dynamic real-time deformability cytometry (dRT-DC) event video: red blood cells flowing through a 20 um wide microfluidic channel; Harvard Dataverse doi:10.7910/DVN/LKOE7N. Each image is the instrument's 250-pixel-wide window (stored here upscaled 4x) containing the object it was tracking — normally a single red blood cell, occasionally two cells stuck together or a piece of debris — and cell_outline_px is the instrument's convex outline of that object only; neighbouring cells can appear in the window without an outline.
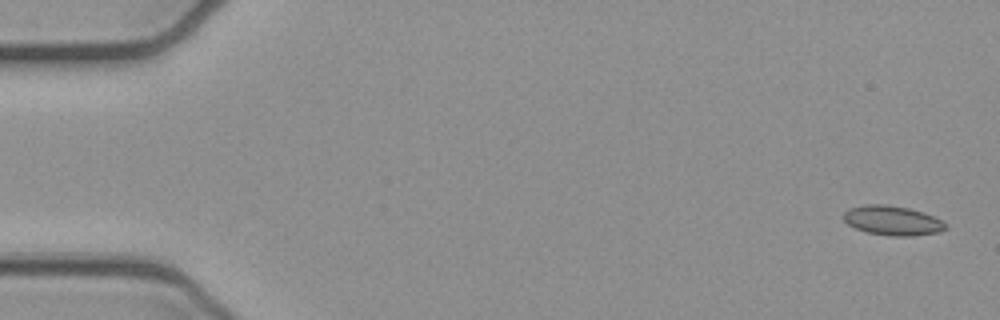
{"species": "common noctule bat (a hibernating species)", "species_latin": "Nyctalus noctula", "temperature_condition": "cold", "stored_images_in_passage": 51, "camera_frame_rate_fps": 3000, "um_per_image_px": 0.085, "animal": {"sex": "female", "body_mass_g": 21.9}, "frame": {"image": 1, "passage_image": 1, "time_ms": 0.0, "image_size_px": [1000, 320], "cell_outline_px": [[948, 228], [940, 232], [912, 236], [888, 236], [868, 232], [856, 228], [848, 224], [844, 220], [844, 212], [848, 208], [864, 204], [888, 204], [908, 208], [924, 212], [948, 224]], "centroid_in_image_um": [75.87, 18.74], "position_along_channel_um": 9.1, "area_um2": 17.69}}
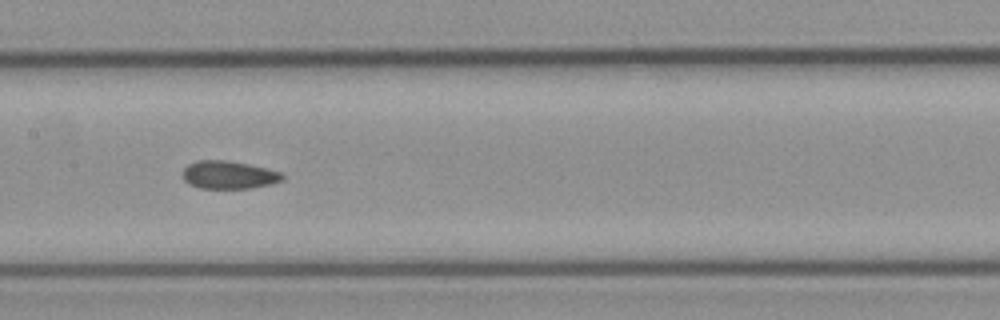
{"frame": {"image": 2, "passage_image": 25, "time_ms": 8.0, "image_size_px": [1000, 320], "cell_outline_px": [[284, 180], [272, 184], [248, 188], [200, 188], [188, 184], [180, 176], [180, 172], [188, 164], [196, 160], [224, 160], [248, 164], [280, 172], [284, 176]], "centroid_in_image_um": [19.38, 14.86], "position_along_channel_um": 188.0, "area_um2": 16.36}}
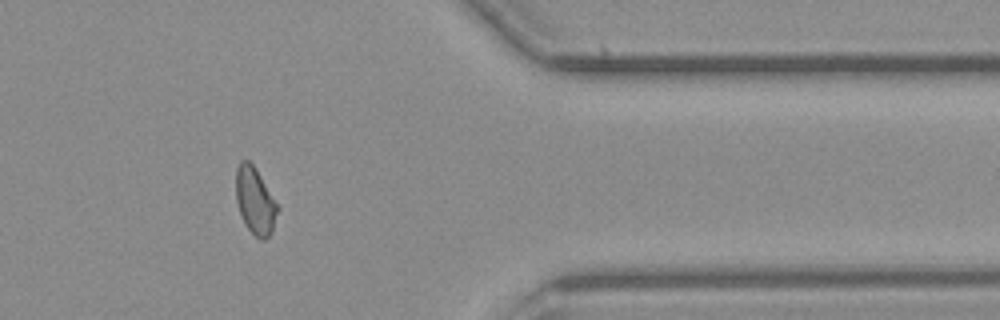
{"frame": {"image": 3, "passage_image": 42, "time_ms": 13.667, "image_size_px": [1000, 320], "cell_outline_px": [[280, 208], [272, 232], [264, 240], [260, 240], [244, 224], [236, 200], [236, 168], [240, 160], [248, 160], [256, 168]], "centroid_in_image_um": [21.69, 17.07], "position_along_channel_um": 389.7, "area_um2": 16.3}, "authors_computed_cell_mechanics": {"area_um2": 16.5886, "velocity_mm_per_s": 3.9386, "shape_relaxation_time_tau1_ms": null, "shape_relaxation_time_tau2_ms": 1.9567, "deformation_change_tau1": null, "deformation_change_tau2": 0.0593}}